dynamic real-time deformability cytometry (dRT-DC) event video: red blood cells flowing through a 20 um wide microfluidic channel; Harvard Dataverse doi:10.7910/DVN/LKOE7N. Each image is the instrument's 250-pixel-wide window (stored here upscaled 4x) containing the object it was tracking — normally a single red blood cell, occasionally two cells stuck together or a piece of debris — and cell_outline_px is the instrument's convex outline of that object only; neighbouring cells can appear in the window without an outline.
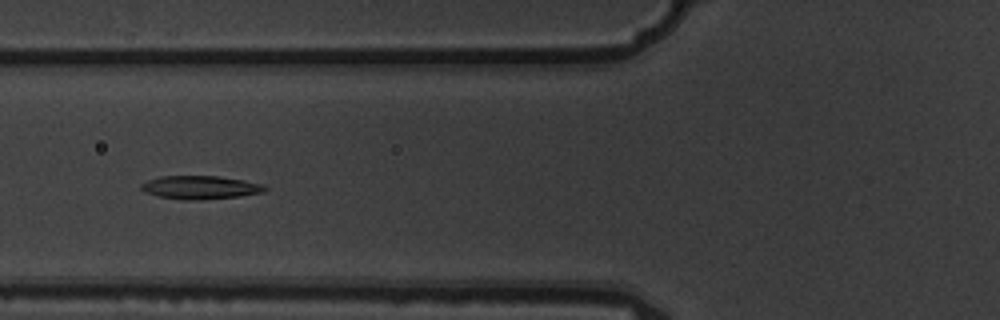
{"species": "common noctule bat (a hibernating species)", "species_latin": "Nyctalus noctula", "temperature_condition": "warm", "stored_images_in_passage": 8, "camera_frame_rate_fps": 3000, "um_per_image_px": 0.085, "animal": {"sex": "male", "body_mass_g": 19.5, "forearm_length_mm": 54.6}, "frame": {"image": 1, "passage_image": 7, "time_ms": 2.0, "image_size_px": [1000, 320], "cell_outline_px": [[268, 188], [264, 192], [240, 196], [192, 200], [184, 200], [160, 196], [144, 192], [140, 188], [140, 184], [148, 180], [160, 176], [220, 176], [244, 180], [264, 184]], "centroid_in_image_um": [17.04, 15.92], "position_along_channel_um": 108.8, "area_um2": 16.82}}
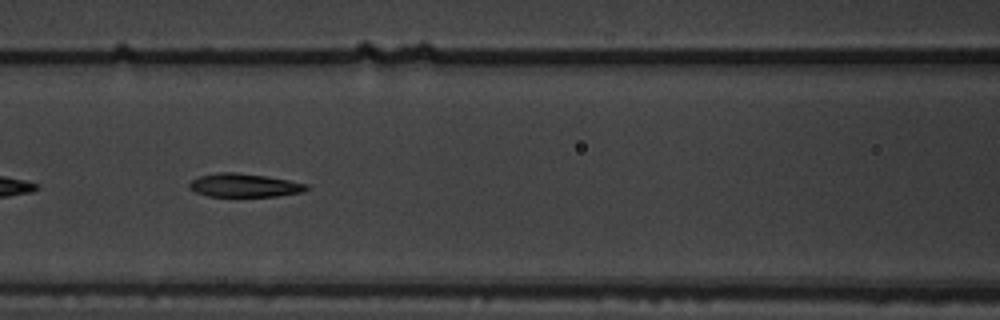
{"frame": {"image": 2, "passage_image": 8, "time_ms": 2.333, "image_size_px": [1000, 320], "cell_outline_px": [[312, 188], [304, 192], [276, 196], [208, 196], [196, 192], [188, 188], [188, 184], [192, 180], [200, 176], [220, 172], [236, 172], [264, 176], [288, 180], [308, 184]], "centroid_in_image_um": [20.8, 15.75], "position_along_channel_um": 145.8, "area_um2": 16.01}}